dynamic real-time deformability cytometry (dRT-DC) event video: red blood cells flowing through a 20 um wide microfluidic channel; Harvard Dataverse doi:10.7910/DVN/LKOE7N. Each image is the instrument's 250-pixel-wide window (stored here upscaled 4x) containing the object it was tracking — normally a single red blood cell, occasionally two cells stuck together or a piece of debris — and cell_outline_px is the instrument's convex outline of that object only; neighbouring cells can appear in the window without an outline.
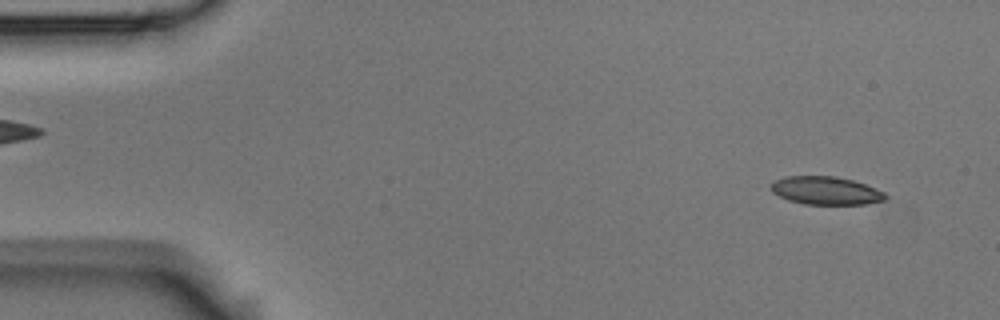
{"species": "Egyptian fruit bat (a non-hibernating species)", "species_latin": "Rousettus aegyptiacus", "temperature_condition": "room temperature", "stored_images_in_passage": 4, "camera_frame_rate_fps": 3000, "um_per_image_px": 0.085, "animal": {"sex": "male"}, "frame": {"image": 1, "passage_image": 1, "time_ms": 0.0, "image_size_px": [1000, 320], "cell_outline_px": [[888, 196], [884, 200], [864, 204], [804, 204], [788, 200], [772, 192], [772, 184], [776, 180], [784, 176], [836, 176], [852, 180], [876, 188], [884, 192]], "centroid_in_image_um": [70.21, 16.2], "position_along_channel_um": 14.8, "area_um2": 18.61}}